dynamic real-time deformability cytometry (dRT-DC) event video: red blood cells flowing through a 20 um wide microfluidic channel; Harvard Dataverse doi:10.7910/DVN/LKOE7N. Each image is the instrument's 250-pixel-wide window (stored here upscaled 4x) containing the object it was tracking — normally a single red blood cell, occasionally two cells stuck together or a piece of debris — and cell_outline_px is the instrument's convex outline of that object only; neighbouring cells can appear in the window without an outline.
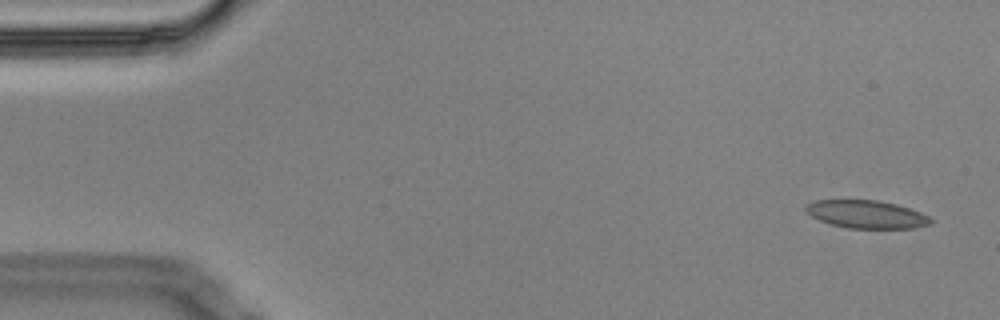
{"species": "Egyptian fruit bat (a non-hibernating species)", "species_latin": "Rousettus aegyptiacus", "temperature_condition": "cold", "stored_images_in_passage": 7, "camera_frame_rate_fps": 3000, "um_per_image_px": 0.085, "animal": {"sex": "male"}, "frame": {"image": 1, "passage_image": 1, "time_ms": 0.0, "image_size_px": [1000, 320], "cell_outline_px": [[936, 220], [932, 224], [912, 228], [848, 228], [832, 224], [820, 220], [804, 212], [804, 204], [816, 200], [880, 200], [896, 204], [920, 212]], "centroid_in_image_um": [73.65, 18.21], "position_along_channel_um": 11.4, "area_um2": 20.46}}
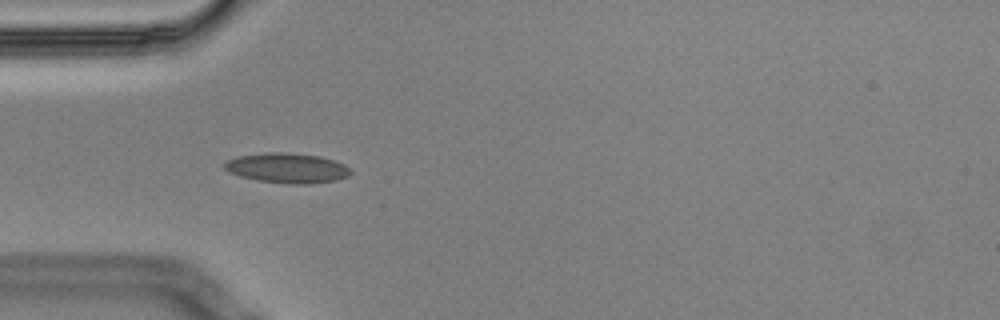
{"frame": {"image": 2, "passage_image": 5, "time_ms": 1.333, "image_size_px": [1000, 320], "cell_outline_px": [[352, 172], [348, 176], [336, 180], [308, 184], [292, 184], [256, 180], [240, 176], [228, 172], [224, 168], [224, 164], [228, 160], [236, 156], [268, 152], [288, 152], [320, 156], [344, 164]], "centroid_in_image_um": [24.39, 14.28], "position_along_channel_um": 60.6, "area_um2": 22.02}}
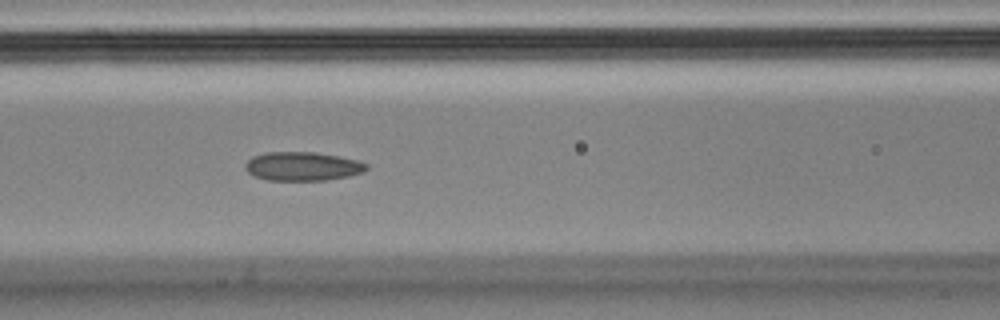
{"frame": {"image": 3, "passage_image": 7, "time_ms": 2.0, "image_size_px": [1000, 320], "cell_outline_px": [[368, 168], [364, 172], [348, 176], [324, 180], [268, 180], [256, 176], [248, 172], [244, 168], [244, 164], [252, 156], [264, 152], [316, 152], [340, 156], [356, 160], [368, 164]], "centroid_in_image_um": [25.71, 14.12], "position_along_channel_um": 140.9, "area_um2": 20.4}}